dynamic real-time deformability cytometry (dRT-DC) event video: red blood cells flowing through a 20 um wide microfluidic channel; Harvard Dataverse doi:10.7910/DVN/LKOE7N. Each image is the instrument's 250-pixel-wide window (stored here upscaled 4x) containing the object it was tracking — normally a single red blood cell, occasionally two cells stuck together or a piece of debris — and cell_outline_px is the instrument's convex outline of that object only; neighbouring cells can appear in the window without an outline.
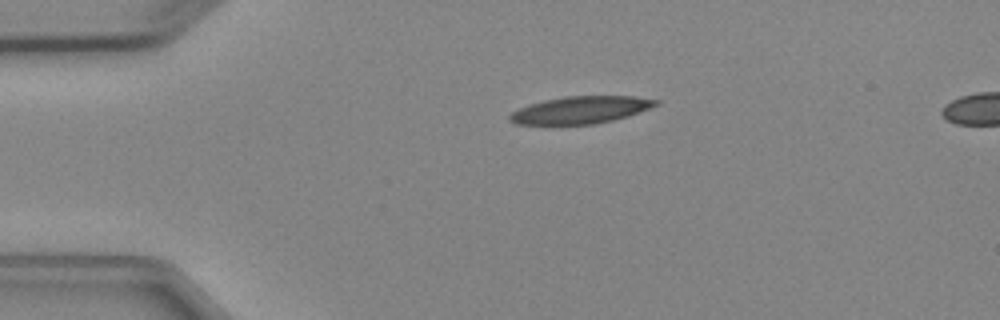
{"species": "Egyptian fruit bat (a non-hibernating species)", "species_latin": "Rousettus aegyptiacus", "temperature_condition": "cold", "stored_images_in_passage": 5, "camera_frame_rate_fps": 3000, "um_per_image_px": 0.085, "animal": {"sex": "female"}, "frame": {"image": 1, "passage_image": 5, "time_ms": 5.667, "image_size_px": [1000, 320], "cell_outline_px": [[660, 104], [628, 116], [596, 124], [552, 128], [516, 124], [508, 120], [508, 116], [512, 112], [520, 108], [544, 100], [564, 96], [632, 96], [660, 100]], "centroid_in_image_um": [49.27, 9.4], "position_along_channel_um": 35.7, "area_um2": 24.22}}